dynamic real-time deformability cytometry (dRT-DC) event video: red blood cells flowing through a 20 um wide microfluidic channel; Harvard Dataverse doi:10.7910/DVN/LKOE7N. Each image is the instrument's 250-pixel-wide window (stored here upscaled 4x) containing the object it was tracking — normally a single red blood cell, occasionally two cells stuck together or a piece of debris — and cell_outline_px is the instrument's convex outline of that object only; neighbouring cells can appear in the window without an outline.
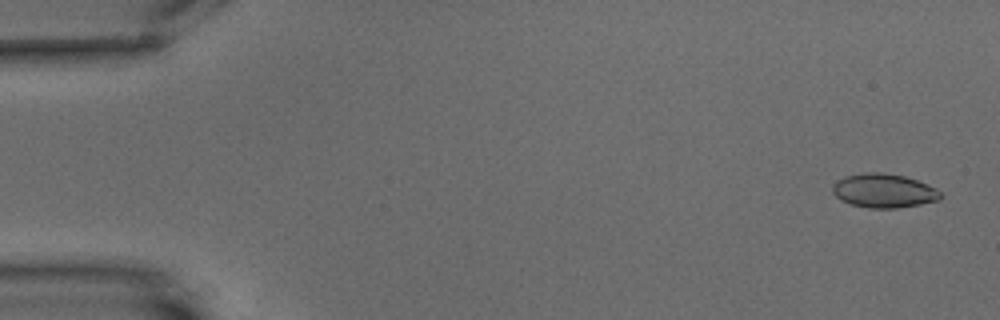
{"species": "common noctule bat (a hibernating species)", "species_latin": "Nyctalus noctula", "temperature_condition": "warm", "stored_images_in_passage": 4, "camera_frame_rate_fps": 3000, "um_per_image_px": 0.085, "animal": {"sex": "male", "body_mass_g": 15.6}, "frame": {"image": 1, "passage_image": 1, "time_ms": 0.0, "image_size_px": [1000, 320], "cell_outline_px": [[944, 196], [940, 200], [920, 204], [896, 208], [868, 208], [852, 204], [840, 200], [832, 192], [832, 184], [836, 180], [844, 176], [864, 172], [880, 172], [904, 176], [916, 180], [936, 188]], "centroid_in_image_um": [75.1, 16.21], "position_along_channel_um": 9.9, "area_um2": 21.5}}